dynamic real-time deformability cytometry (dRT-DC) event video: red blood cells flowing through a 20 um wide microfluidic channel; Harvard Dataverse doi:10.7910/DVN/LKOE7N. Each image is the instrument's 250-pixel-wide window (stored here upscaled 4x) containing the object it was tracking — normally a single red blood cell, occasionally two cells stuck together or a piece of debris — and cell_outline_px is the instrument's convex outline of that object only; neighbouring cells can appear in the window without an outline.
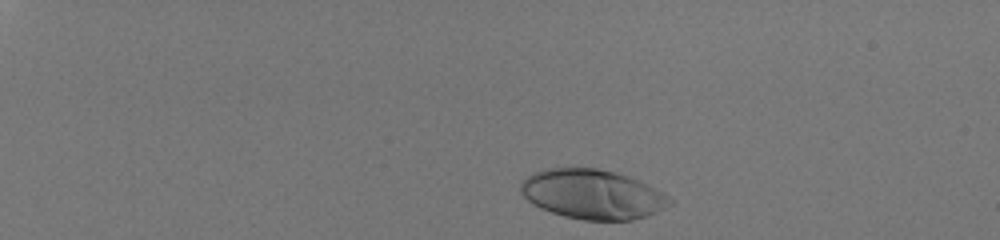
{"species": "human", "species_latin": "Homo sapiens", "temperature_condition": "room temperature", "stored_images_in_passage": 39, "camera_frame_rate_fps": 3000, "um_per_image_px": 0.085, "donor": {"sex": "male"}, "frame": {"image": 1, "passage_image": 3, "time_ms": 0.667, "image_size_px": [1000, 240], "cell_outline_px": [[672, 204], [648, 216], [632, 220], [584, 220], [564, 216], [540, 208], [532, 204], [520, 192], [520, 184], [528, 176], [544, 168], [596, 168], [612, 172], [648, 184], [664, 192], [672, 200]], "centroid_in_image_um": [50.36, 16.52], "position_along_channel_um": 34.6, "area_um2": 42.83}}
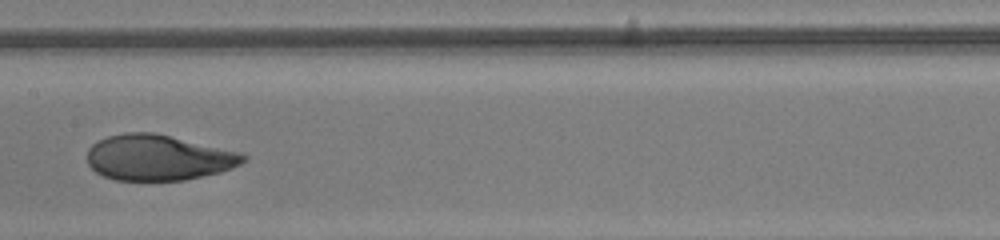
{"frame": {"image": 2, "passage_image": 24, "time_ms": 7.667, "image_size_px": [1000, 240], "cell_outline_px": [[248, 160], [232, 168], [220, 172], [184, 180], [116, 180], [104, 176], [96, 172], [88, 164], [88, 148], [92, 144], [108, 136], [124, 132], [156, 132], [244, 152], [248, 156]], "centroid_in_image_um": [13.52, 13.38], "position_along_channel_um": 193.9, "area_um2": 41.96}}
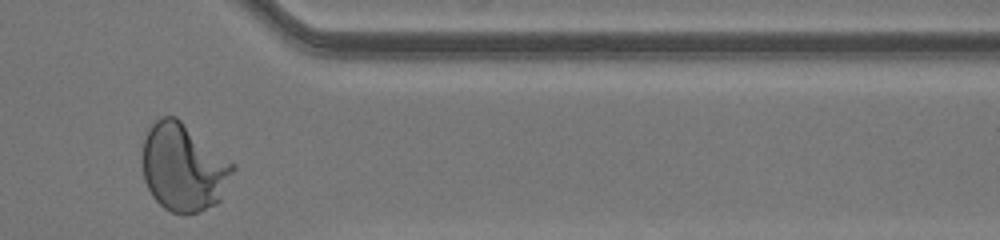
{"frame": {"image": 3, "passage_image": 39, "time_ms": 12.667, "image_size_px": [1000, 240], "cell_outline_px": [[236, 168], [220, 200], [216, 204], [200, 212], [184, 216], [172, 212], [164, 208], [152, 196], [144, 180], [140, 160], [144, 136], [148, 128], [160, 116], [176, 116], [236, 164]], "centroid_in_image_um": [15.58, 14.23], "position_along_channel_um": 395.8, "area_um2": 47.11}, "authors_computed_cell_mechanics": {"area_um2": 42.3674, "velocity_mm_per_s": 4.1088, "shape_relaxation_time_tau1_ms": 4.0411, "shape_relaxation_time_tau2_ms": null, "deformation_change_tau1": 0.2256, "deformation_change_tau2": null}}